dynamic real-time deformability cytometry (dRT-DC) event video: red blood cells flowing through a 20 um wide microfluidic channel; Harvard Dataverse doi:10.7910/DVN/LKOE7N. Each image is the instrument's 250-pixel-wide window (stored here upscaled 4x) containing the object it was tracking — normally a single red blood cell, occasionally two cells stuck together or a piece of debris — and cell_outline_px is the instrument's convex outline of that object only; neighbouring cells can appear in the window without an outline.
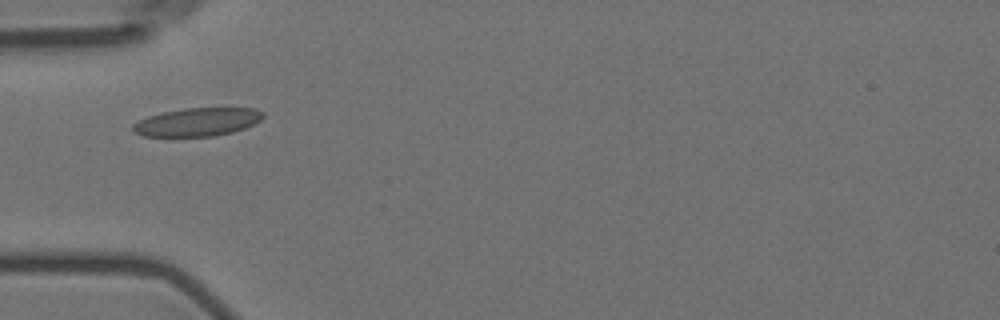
{"species": "Egyptian fruit bat (a non-hibernating species)", "species_latin": "Rousettus aegyptiacus", "temperature_condition": "room temperature", "stored_images_in_passage": 5, "camera_frame_rate_fps": 3000, "um_per_image_px": 0.085, "animal": {"sex": "female"}, "frame": {"image": 1, "passage_image": 1, "time_ms": 0.0, "image_size_px": [1000, 320], "cell_outline_px": [[264, 116], [260, 120], [244, 128], [232, 132], [212, 136], [144, 136], [136, 132], [132, 128], [132, 124], [148, 116], [164, 112], [184, 108], [256, 108], [264, 112]], "centroid_in_image_um": [16.8, 10.36], "position_along_channel_um": 68.2, "area_um2": 21.21}}
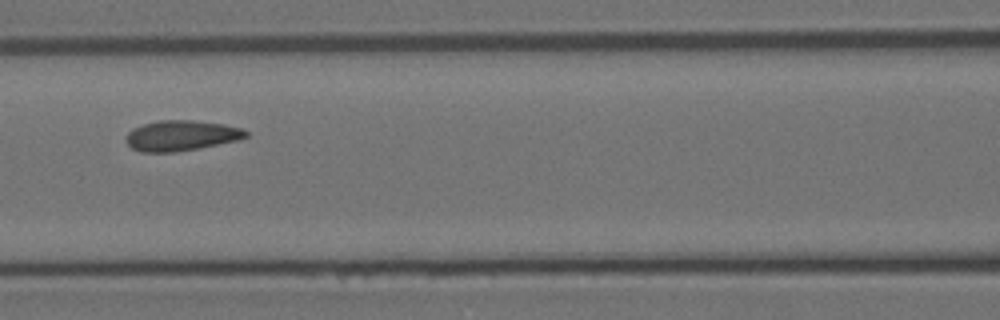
{"frame": {"image": 2, "passage_image": 3, "time_ms": 2.333, "image_size_px": [1000, 320], "cell_outline_px": [[248, 136], [240, 140], [196, 148], [172, 152], [140, 152], [132, 148], [124, 140], [124, 136], [132, 128], [144, 124], [160, 120], [192, 120], [224, 124], [240, 128], [248, 132]], "centroid_in_image_um": [15.37, 11.52], "position_along_channel_um": 151.2, "area_um2": 21.21}}
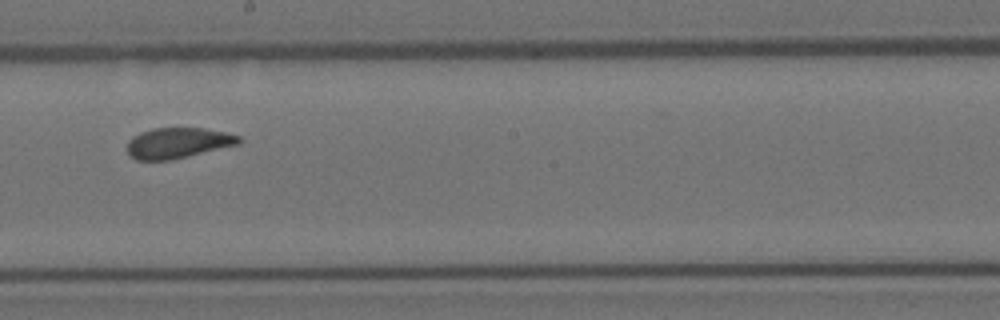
{"frame": {"image": 3, "passage_image": 5, "time_ms": 4.667, "image_size_px": [1000, 320], "cell_outline_px": [[244, 140], [240, 144], [188, 156], [168, 160], [136, 160], [128, 156], [128, 140], [132, 136], [140, 132], [152, 128], [204, 128], [228, 132], [240, 136]], "centroid_in_image_um": [15.14, 12.14], "position_along_channel_um": 233.1, "area_um2": 20.17}}